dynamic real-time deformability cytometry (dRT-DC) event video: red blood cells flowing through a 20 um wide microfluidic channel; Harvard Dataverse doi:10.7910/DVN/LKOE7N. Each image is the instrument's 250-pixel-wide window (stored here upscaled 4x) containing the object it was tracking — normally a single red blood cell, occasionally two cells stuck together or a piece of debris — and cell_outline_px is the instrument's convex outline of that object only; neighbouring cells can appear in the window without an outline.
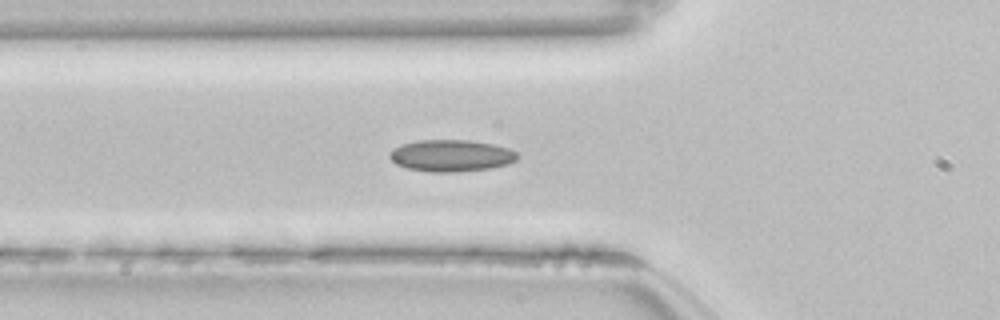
{"species": "common noctule bat (a hibernating species)", "species_latin": "Nyctalus noctula", "temperature_condition": "room temperature", "stored_images_in_passage": 50, "camera_frame_rate_fps": 3000, "um_per_image_px": 0.085, "animal": {"sex": "female", "body_mass_g": 22.7, "forearm_length_mm": 54.2}, "frame": {"image": 1, "passage_image": 15, "time_ms": 4.667, "image_size_px": [1000, 320], "cell_outline_px": [[520, 156], [516, 160], [508, 164], [492, 168], [456, 172], [428, 172], [408, 168], [396, 164], [388, 156], [388, 152], [392, 148], [416, 140], [468, 140], [492, 144], [508, 148], [516, 152]], "centroid_in_image_um": [38.34, 13.23], "position_along_channel_um": 87.5, "area_um2": 23.81}, "authors_computed_cell_mechanics": {"area_um2": 22.831, "velocity_mm_per_s": 3.8346, "shape_relaxation_time_tau1_ms": null, "shape_relaxation_time_tau2_ms": 2.0753, "deformation_change_tau1": null, "deformation_change_tau2": 0.0826}}